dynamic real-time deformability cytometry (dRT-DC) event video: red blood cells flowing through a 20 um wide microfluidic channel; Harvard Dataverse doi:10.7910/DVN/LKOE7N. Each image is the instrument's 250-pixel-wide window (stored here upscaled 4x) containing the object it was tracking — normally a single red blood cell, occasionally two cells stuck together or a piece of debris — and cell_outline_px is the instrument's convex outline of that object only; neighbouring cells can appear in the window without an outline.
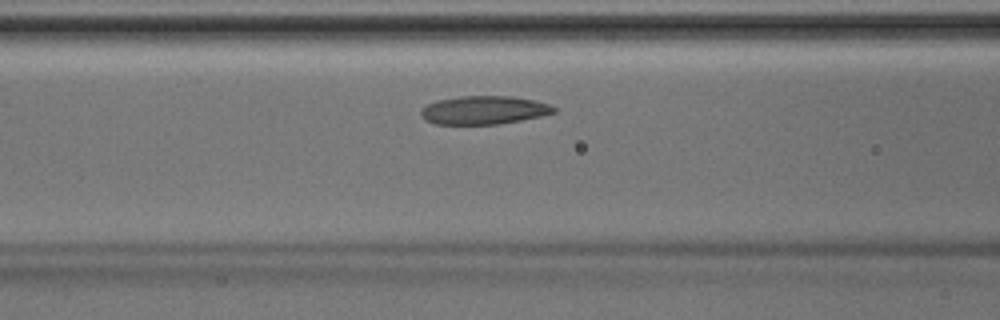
{"species": "Egyptian fruit bat (a non-hibernating species)", "species_latin": "Rousettus aegyptiacus", "temperature_condition": "room temperature", "stored_images_in_passage": 37, "camera_frame_rate_fps": 3000, "um_per_image_px": 0.085, "animal": {"sex": "male"}, "frame": {"image": 1, "passage_image": 10, "time_ms": 3.0, "image_size_px": [1000, 320], "cell_outline_px": [[556, 112], [544, 116], [500, 124], [436, 124], [424, 120], [420, 116], [420, 112], [428, 104], [436, 100], [460, 96], [512, 96], [532, 100], [548, 104], [556, 108]], "centroid_in_image_um": [41.13, 9.36], "position_along_channel_um": 125.5, "area_um2": 22.08}}
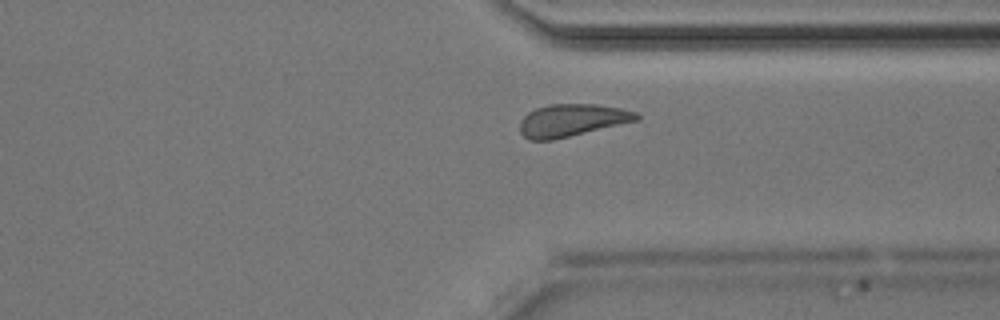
{"frame": {"image": 2, "passage_image": 26, "time_ms": 8.333, "image_size_px": [1000, 320], "cell_outline_px": [[640, 120], [552, 140], [528, 140], [520, 132], [520, 120], [528, 112], [536, 108], [548, 104], [596, 104], [620, 108], [636, 112], [640, 116]], "centroid_in_image_um": [48.6, 10.22], "position_along_channel_um": 362.8, "area_um2": 22.08}}
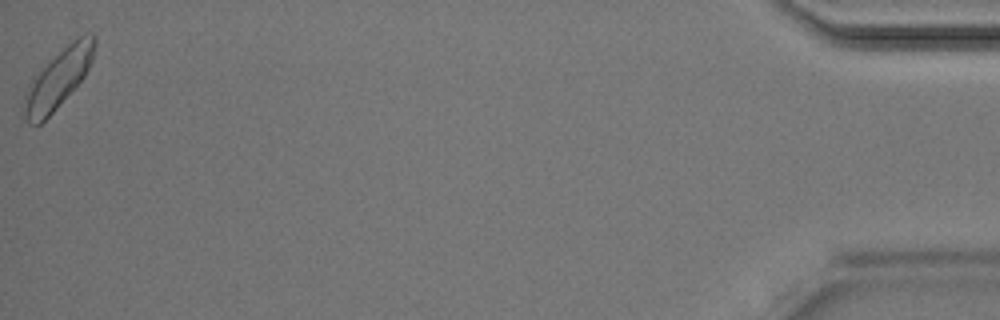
{"frame": {"image": 3, "passage_image": 37, "time_ms": 12.0, "image_size_px": [1000, 320], "cell_outline_px": [[96, 44], [92, 60], [84, 76], [56, 108], [40, 124], [28, 124], [20, 108], [24, 96], [32, 76], [72, 40], [80, 36], [92, 36], [96, 40]], "centroid_in_image_um": [4.87, 6.74], "position_along_channel_um": 430.3, "area_um2": 23.81}}